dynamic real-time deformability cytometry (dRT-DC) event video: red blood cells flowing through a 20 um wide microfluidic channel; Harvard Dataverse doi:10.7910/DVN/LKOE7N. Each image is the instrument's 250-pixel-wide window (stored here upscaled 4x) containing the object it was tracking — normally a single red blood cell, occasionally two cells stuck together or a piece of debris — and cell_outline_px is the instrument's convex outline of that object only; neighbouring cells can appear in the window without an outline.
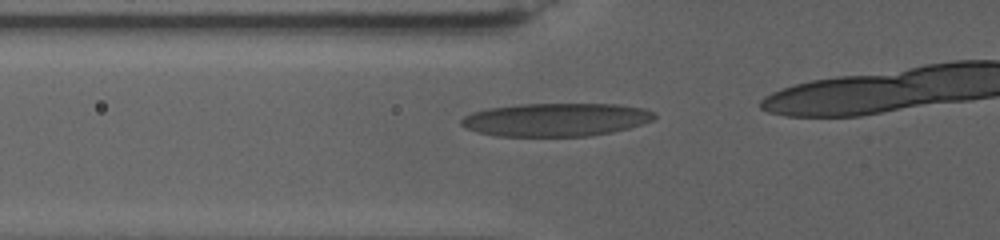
{"species": "human", "species_latin": "Homo sapiens", "temperature_condition": "warm", "stored_images_in_passage": 15, "camera_frame_rate_fps": 3000, "um_per_image_px": 0.085, "donor": {"sex": "female"}, "frame": {"image": 1, "passage_image": 8, "time_ms": 4.333, "image_size_px": [1000, 240], "cell_outline_px": [[656, 116], [652, 120], [628, 128], [612, 132], [588, 136], [496, 136], [476, 132], [464, 128], [460, 124], [460, 120], [464, 116], [472, 112], [488, 108], [516, 104], [620, 104], [644, 108], [656, 112]], "centroid_in_image_um": [47.22, 10.17], "position_along_channel_um": 78.6, "area_um2": 37.63}}
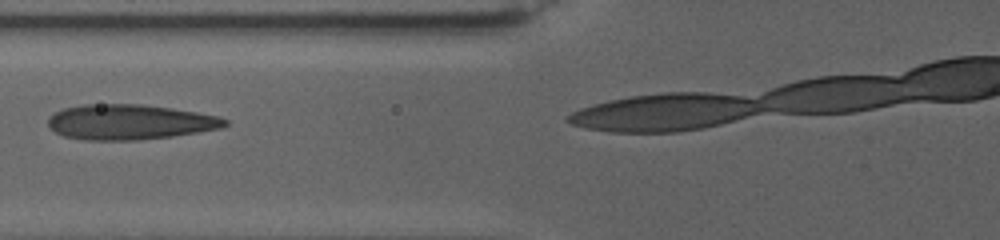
{"frame": {"image": 2, "passage_image": 10, "time_ms": 5.667, "image_size_px": [1000, 240], "cell_outline_px": [[228, 124], [220, 128], [172, 136], [136, 140], [84, 140], [64, 136], [56, 132], [48, 124], [48, 116], [64, 108], [84, 104], [140, 104], [172, 108], [220, 116], [228, 120]], "centroid_in_image_um": [11.02, 10.37], "position_along_channel_um": 114.8, "area_um2": 36.13}}
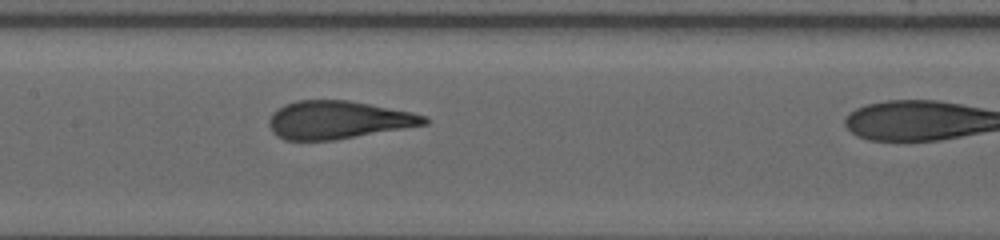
{"frame": {"image": 3, "passage_image": 14, "time_ms": 8.0, "image_size_px": [1000, 240], "cell_outline_px": [[428, 124], [336, 140], [284, 140], [276, 136], [272, 132], [268, 124], [268, 120], [272, 112], [284, 104], [296, 100], [348, 100], [412, 112], [428, 116]], "centroid_in_image_um": [28.71, 10.19], "position_along_channel_um": 178.7, "area_um2": 34.56}}